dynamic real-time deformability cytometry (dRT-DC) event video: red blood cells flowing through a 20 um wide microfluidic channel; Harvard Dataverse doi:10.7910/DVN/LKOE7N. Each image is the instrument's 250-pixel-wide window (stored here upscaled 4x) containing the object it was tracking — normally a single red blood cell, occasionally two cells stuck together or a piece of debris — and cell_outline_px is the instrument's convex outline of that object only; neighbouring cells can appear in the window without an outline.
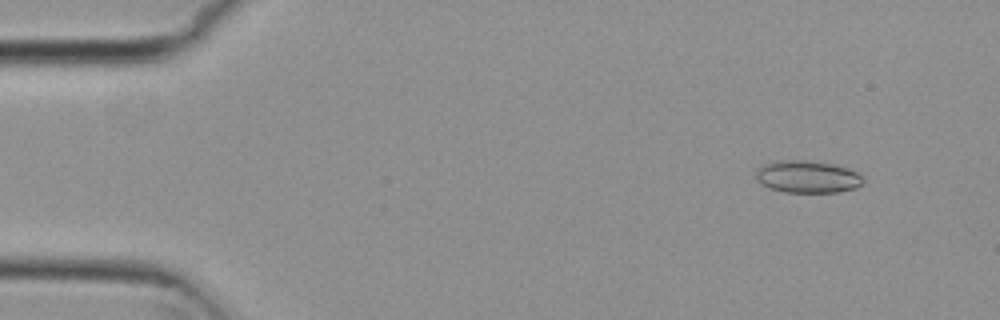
{"species": "common noctule bat (a hibernating species)", "species_latin": "Nyctalus noctula", "temperature_condition": "cold", "stored_images_in_passage": 5, "camera_frame_rate_fps": 3000, "um_per_image_px": 0.085, "animal": {"sex": "female", "body_mass_g": 29.2, "forearm_length_mm": 56.3}, "frame": {"image": 1, "passage_image": 2, "time_ms": 0.333, "image_size_px": [1000, 320], "cell_outline_px": [[864, 180], [856, 188], [836, 192], [784, 192], [772, 188], [764, 184], [756, 176], [756, 172], [764, 164], [780, 160], [804, 160], [832, 164], [848, 168], [856, 172]], "centroid_in_image_um": [68.66, 15.02], "position_along_channel_um": 16.3, "area_um2": 19.71}}
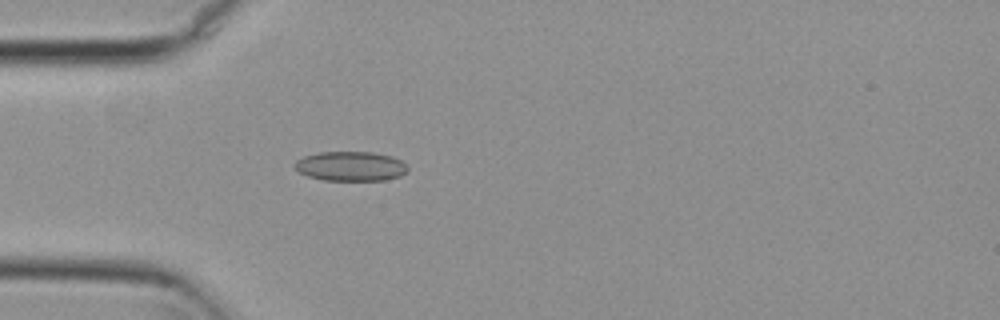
{"frame": {"image": 2, "passage_image": 5, "time_ms": 1.333, "image_size_px": [1000, 320], "cell_outline_px": [[408, 172], [400, 176], [384, 180], [324, 180], [308, 176], [300, 172], [292, 164], [296, 160], [304, 156], [320, 152], [372, 152], [392, 156], [400, 160], [408, 168]], "centroid_in_image_um": [29.8, 14.12], "position_along_channel_um": 55.2, "area_um2": 19.42}}